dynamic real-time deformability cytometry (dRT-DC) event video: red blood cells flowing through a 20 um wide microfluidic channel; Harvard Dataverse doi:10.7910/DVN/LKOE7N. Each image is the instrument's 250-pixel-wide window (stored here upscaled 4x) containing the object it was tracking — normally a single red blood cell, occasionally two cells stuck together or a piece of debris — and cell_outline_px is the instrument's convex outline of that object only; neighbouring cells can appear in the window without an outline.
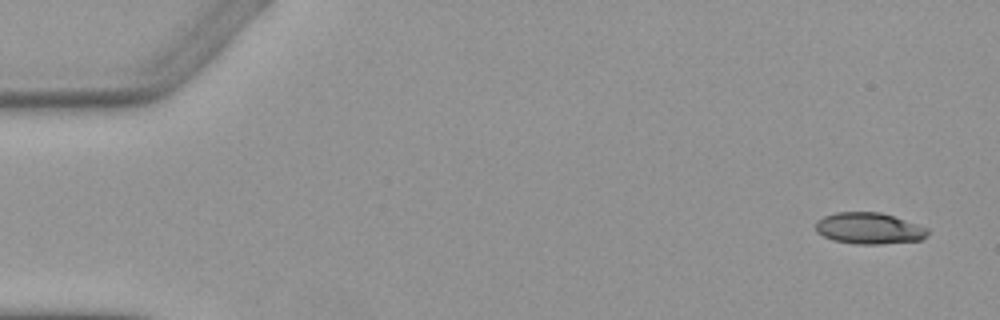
{"species": "Egyptian fruit bat (a non-hibernating species)", "species_latin": "Rousettus aegyptiacus", "temperature_condition": "warm", "stored_images_in_passage": 5, "camera_frame_rate_fps": 3000, "um_per_image_px": 0.085, "animal": {"sex": "female"}, "frame": {"image": 1, "passage_image": 1, "time_ms": 0.0, "image_size_px": [1000, 320], "cell_outline_px": [[928, 236], [920, 240], [880, 244], [856, 244], [832, 240], [816, 232], [816, 220], [824, 216], [836, 212], [880, 212], [928, 228]], "centroid_in_image_um": [73.84, 19.41], "position_along_channel_um": 11.2, "area_um2": 20.4}}
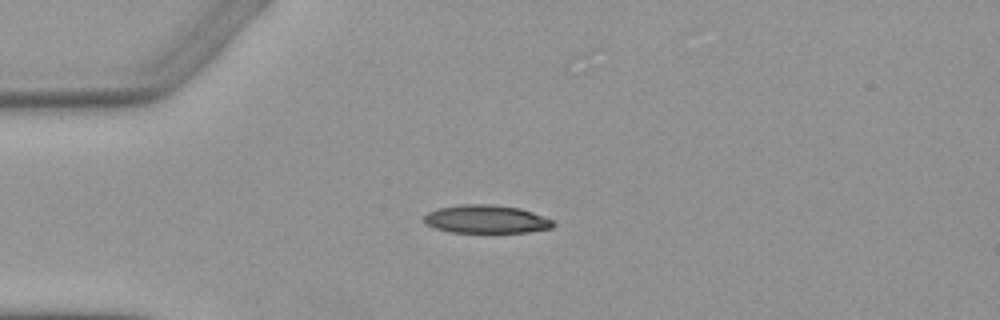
{"frame": {"image": 2, "passage_image": 4, "time_ms": 3.667, "image_size_px": [1000, 320], "cell_outline_px": [[556, 224], [552, 228], [528, 232], [448, 232], [424, 224], [424, 216], [428, 212], [436, 208], [464, 204], [496, 204], [520, 208], [556, 220]], "centroid_in_image_um": [41.36, 18.62], "position_along_channel_um": 43.6, "area_um2": 21.5}}